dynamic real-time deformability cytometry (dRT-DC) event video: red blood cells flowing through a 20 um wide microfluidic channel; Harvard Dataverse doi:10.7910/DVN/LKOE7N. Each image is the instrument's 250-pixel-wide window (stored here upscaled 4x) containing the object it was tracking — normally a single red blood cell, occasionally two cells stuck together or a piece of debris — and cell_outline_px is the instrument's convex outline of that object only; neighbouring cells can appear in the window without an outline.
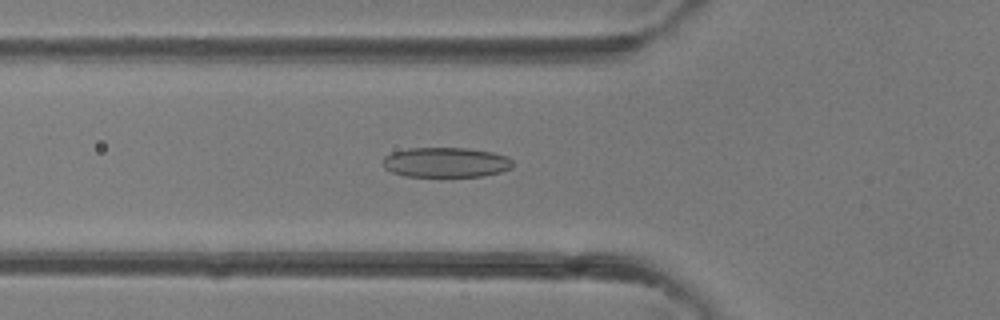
{"species": "common noctule bat (a hibernating species)", "species_latin": "Nyctalus noctula", "temperature_condition": "room temperature", "stored_images_in_passage": 17, "camera_frame_rate_fps": 3000, "um_per_image_px": 0.085, "animal": {"sex": "female"}, "frame": {"image": 1, "passage_image": 5, "time_ms": 1.333, "image_size_px": [1000, 320], "cell_outline_px": [[512, 168], [500, 172], [484, 176], [404, 176], [392, 172], [384, 168], [380, 164], [380, 160], [384, 156], [392, 152], [408, 148], [468, 148], [492, 152], [508, 156], [512, 160]], "centroid_in_image_um": [37.85, 13.79], "position_along_channel_um": 87.9, "area_um2": 22.95}}
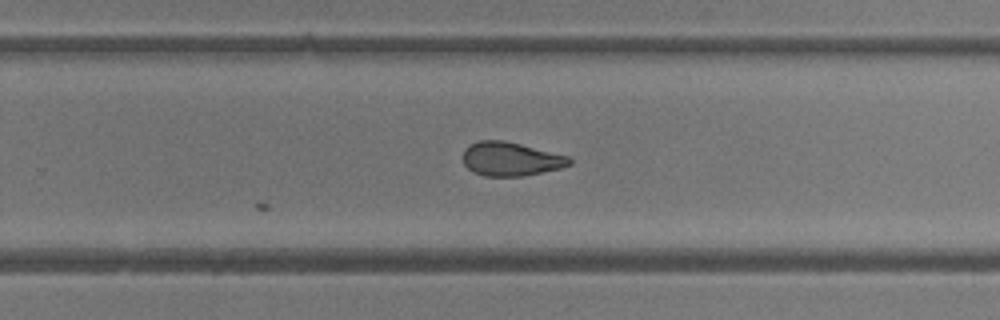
{"frame": {"image": 2, "passage_image": 17, "time_ms": 5.333, "image_size_px": [1000, 320], "cell_outline_px": [[572, 164], [560, 168], [524, 176], [484, 176], [472, 172], [464, 164], [464, 148], [468, 144], [480, 140], [504, 140], [568, 156], [572, 160]], "centroid_in_image_um": [43.39, 13.51], "position_along_channel_um": 286.4, "area_um2": 20.98}}